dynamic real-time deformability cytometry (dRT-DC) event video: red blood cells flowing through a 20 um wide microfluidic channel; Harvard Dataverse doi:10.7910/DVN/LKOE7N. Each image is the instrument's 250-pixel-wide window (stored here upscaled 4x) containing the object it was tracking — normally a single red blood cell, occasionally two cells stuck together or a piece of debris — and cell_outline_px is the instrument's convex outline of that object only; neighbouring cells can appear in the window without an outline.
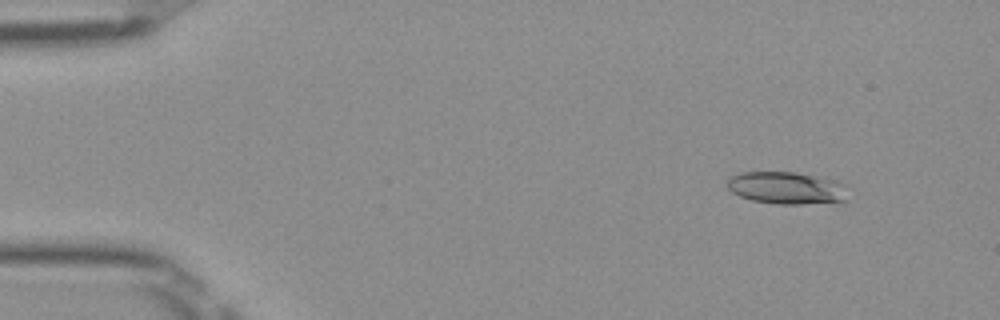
{"species": "Egyptian fruit bat (a non-hibernating species)", "species_latin": "Rousettus aegyptiacus", "temperature_condition": "room temperature", "stored_images_in_passage": 46, "camera_frame_rate_fps": 3000, "um_per_image_px": 0.085, "frame": {"image": 1, "passage_image": 1, "time_ms": 0.0, "image_size_px": [1000, 320], "cell_outline_px": [[848, 200], [800, 204], [776, 204], [752, 200], [740, 196], [732, 192], [724, 184], [732, 176], [740, 172], [796, 172], [840, 180], [848, 184]], "centroid_in_image_um": [66.92, 15.96], "position_along_channel_um": 18.1, "area_um2": 23.18}}
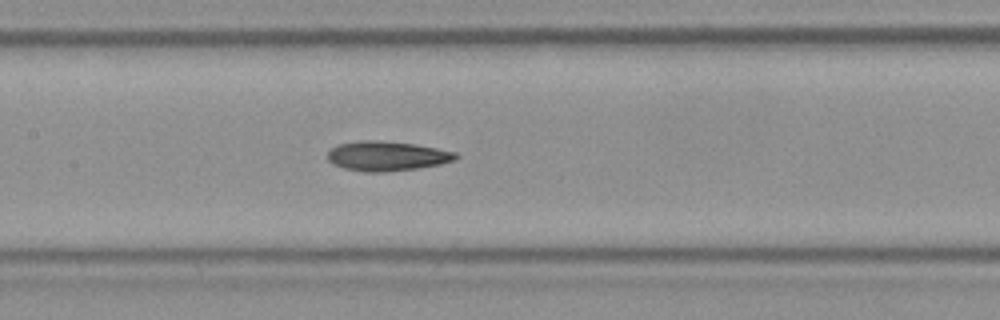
{"frame": {"image": 2, "passage_image": 20, "time_ms": 6.333, "image_size_px": [1000, 320], "cell_outline_px": [[460, 156], [456, 160], [440, 164], [416, 168], [384, 172], [364, 172], [344, 168], [332, 164], [328, 160], [328, 152], [336, 144], [360, 140], [376, 140], [416, 144], [456, 152]], "centroid_in_image_um": [32.88, 13.26], "position_along_channel_um": 174.5, "area_um2": 22.25}}
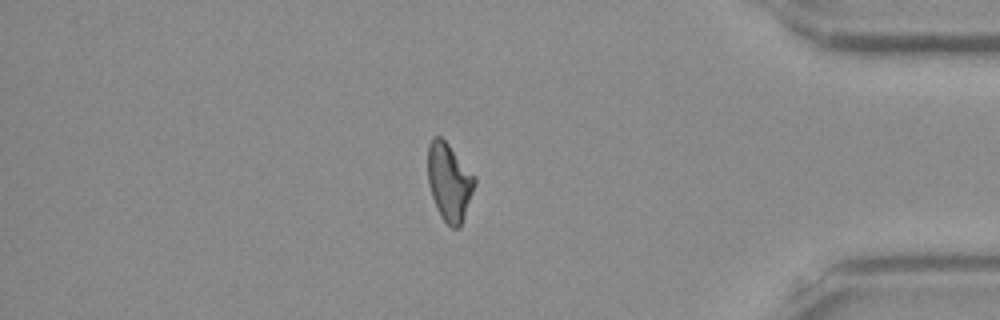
{"frame": {"image": 3, "passage_image": 39, "time_ms": 12.667, "image_size_px": [1000, 320], "cell_outline_px": [[476, 184], [460, 228], [452, 228], [440, 216], [436, 208], [428, 184], [428, 144], [432, 136], [440, 136], [448, 144], [476, 176]], "centroid_in_image_um": [38.19, 15.46], "position_along_channel_um": 397.0, "area_um2": 21.33}, "authors_computed_cell_mechanics": {"area_um2": 21.386, "velocity_mm_per_s": 4.0109, "shape_relaxation_time_tau1_ms": null, "shape_relaxation_time_tau2_ms": 7.0762, "deformation_change_tau1": null, "deformation_change_tau2": 0.1704}}